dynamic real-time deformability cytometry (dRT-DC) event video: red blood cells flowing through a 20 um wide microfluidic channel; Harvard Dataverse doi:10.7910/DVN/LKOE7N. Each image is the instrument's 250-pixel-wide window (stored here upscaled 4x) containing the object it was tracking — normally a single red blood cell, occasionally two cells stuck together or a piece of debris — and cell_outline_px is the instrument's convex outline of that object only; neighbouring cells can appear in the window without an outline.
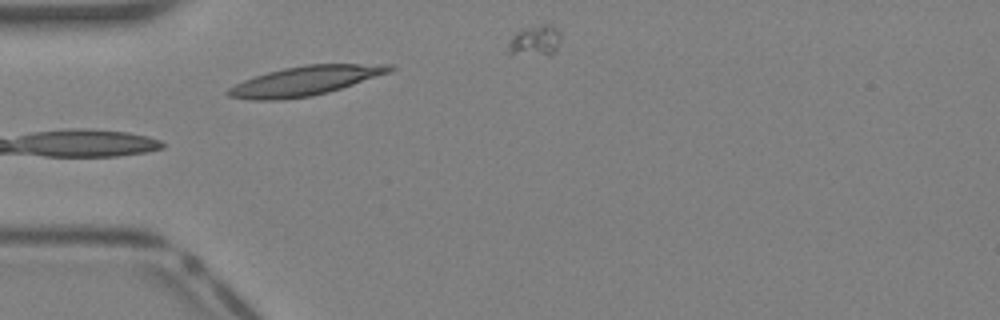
{"species": "Egyptian fruit bat (a non-hibernating species)", "species_latin": "Rousettus aegyptiacus", "temperature_condition": "warm", "stored_images_in_passage": 6, "camera_frame_rate_fps": 3000, "um_per_image_px": 0.085, "animal": {"sex": "female"}, "frame": {"image": 1, "passage_image": 1, "time_ms": 0.0, "image_size_px": [1000, 320], "cell_outline_px": [[396, 68], [388, 72], [328, 92], [312, 96], [284, 100], [252, 100], [228, 96], [224, 92], [228, 88], [244, 80], [268, 72], [284, 68], [308, 64], [392, 64]], "centroid_in_image_um": [25.89, 6.88], "position_along_channel_um": 59.1, "area_um2": 27.34}}
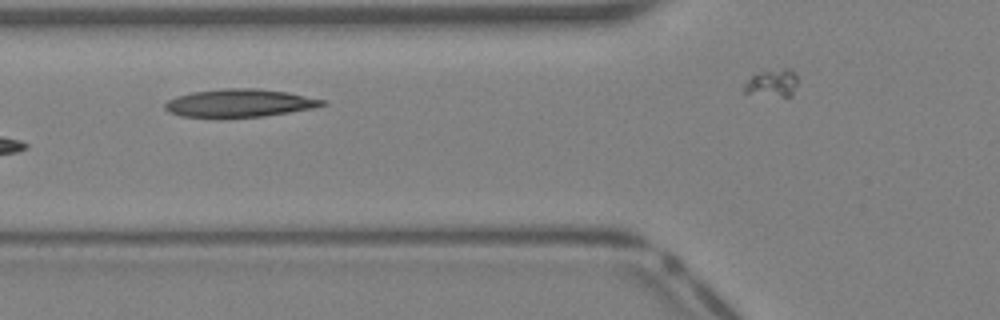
{"frame": {"image": 2, "passage_image": 4, "time_ms": 1.0, "image_size_px": [1000, 320], "cell_outline_px": [[328, 104], [312, 108], [264, 116], [220, 120], [180, 116], [168, 112], [164, 108], [164, 104], [168, 100], [176, 96], [192, 92], [224, 88], [256, 88], [288, 92], [324, 100]], "centroid_in_image_um": [20.27, 8.79], "position_along_channel_um": 105.5, "area_um2": 26.41}}